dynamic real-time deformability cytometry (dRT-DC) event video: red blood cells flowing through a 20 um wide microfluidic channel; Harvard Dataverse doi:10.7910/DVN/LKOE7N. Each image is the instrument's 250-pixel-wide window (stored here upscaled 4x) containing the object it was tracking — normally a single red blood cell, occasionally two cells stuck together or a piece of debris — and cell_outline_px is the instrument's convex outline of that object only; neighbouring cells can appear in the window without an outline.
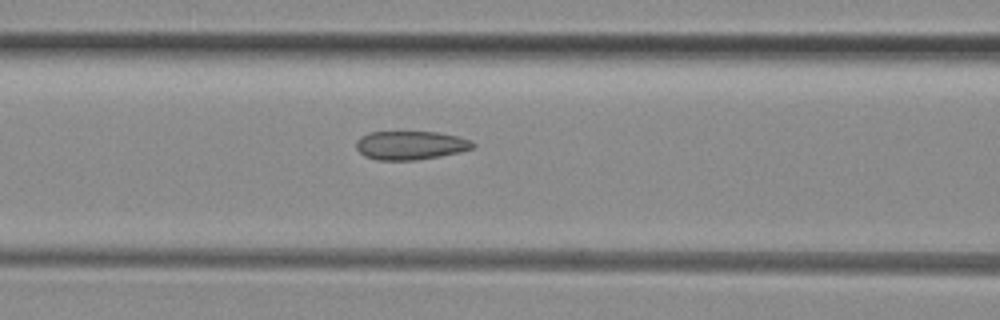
{"species": "common noctule bat (a hibernating species)", "species_latin": "Nyctalus noctula", "temperature_condition": "room temperature", "stored_images_in_passage": 31, "camera_frame_rate_fps": 3000, "um_per_image_px": 0.085, "animal": {"sex": "female", "body_mass_g": 29.2, "forearm_length_mm": 56.3}, "frame": {"image": 1, "passage_image": 6, "time_ms": 1.667, "image_size_px": [1000, 320], "cell_outline_px": [[476, 144], [472, 148], [460, 152], [440, 156], [416, 160], [376, 160], [364, 156], [356, 148], [356, 140], [360, 136], [368, 132], [436, 132], [456, 136], [472, 140]], "centroid_in_image_um": [34.87, 12.35], "position_along_channel_um": 131.7, "area_um2": 19.59}}
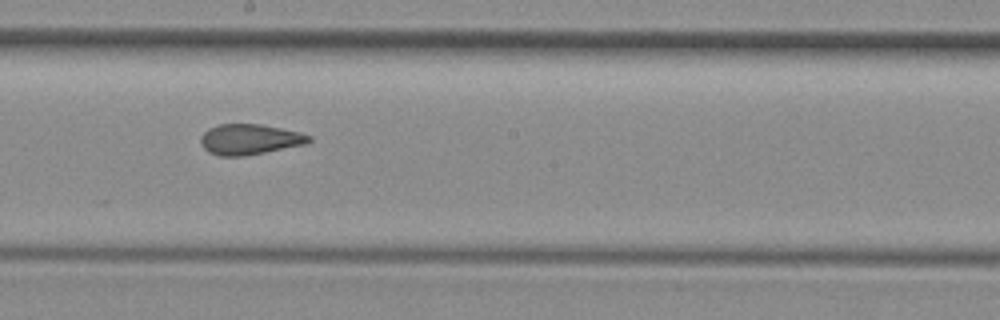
{"frame": {"image": 2, "passage_image": 13, "time_ms": 4.0, "image_size_px": [1000, 320], "cell_outline_px": [[312, 140], [308, 144], [244, 156], [220, 156], [208, 152], [204, 148], [200, 140], [200, 136], [208, 128], [220, 124], [260, 124], [300, 132], [312, 136]], "centroid_in_image_um": [21.24, 11.85], "position_along_channel_um": 227.0, "area_um2": 19.36}}
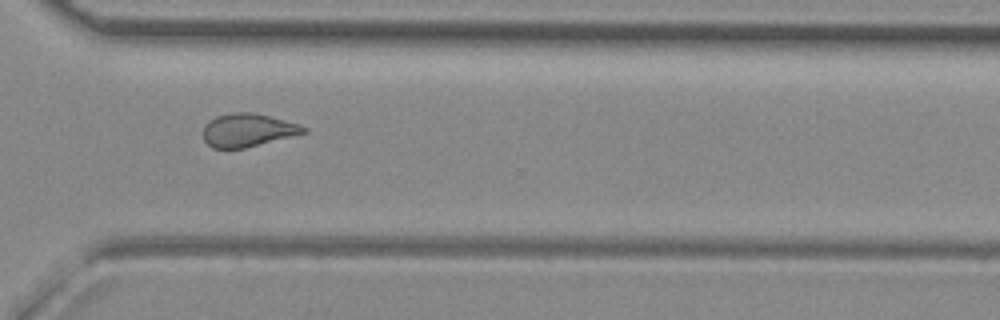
{"frame": {"image": 3, "passage_image": 22, "time_ms": 7.0, "image_size_px": [1000, 320], "cell_outline_px": [[308, 132], [244, 148], [212, 148], [204, 140], [204, 124], [216, 116], [232, 112], [256, 112], [300, 124], [308, 128]], "centroid_in_image_um": [21.08, 11.04], "position_along_channel_um": 349.5, "area_um2": 19.48}, "authors_computed_cell_mechanics": {"area_um2": 19.652, "velocity_mm_per_s": 4.0884, "shape_relaxation_time_tau1_ms": null, "shape_relaxation_time_tau2_ms": 1.659, "deformation_change_tau1": null, "deformation_change_tau2": 0.0799}}